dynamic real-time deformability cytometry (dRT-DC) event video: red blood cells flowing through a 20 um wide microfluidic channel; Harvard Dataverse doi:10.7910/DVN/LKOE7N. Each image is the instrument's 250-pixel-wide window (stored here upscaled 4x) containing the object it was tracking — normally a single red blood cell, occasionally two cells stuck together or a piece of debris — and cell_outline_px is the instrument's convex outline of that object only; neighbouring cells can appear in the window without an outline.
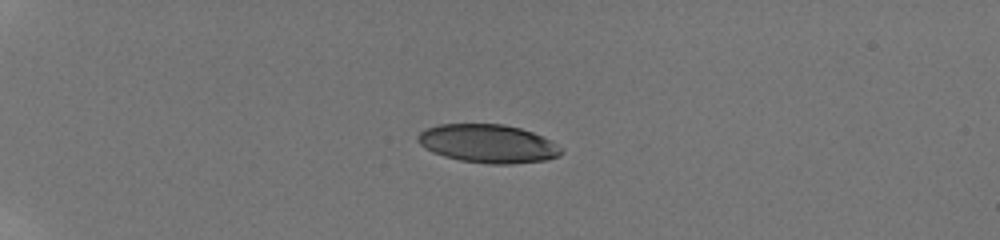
{"species": "human", "species_latin": "Homo sapiens", "temperature_condition": "room temperature", "stored_images_in_passage": 20, "camera_frame_rate_fps": 3000, "um_per_image_px": 0.085, "donor": {"sex": "male"}, "frame": {"image": 1, "passage_image": 1, "time_ms": 0.0, "image_size_px": [1000, 240], "cell_outline_px": [[564, 152], [560, 156], [548, 160], [512, 164], [488, 164], [460, 160], [444, 156], [432, 152], [424, 148], [416, 140], [416, 136], [420, 132], [428, 128], [440, 124], [504, 124], [520, 128], [544, 136], [552, 140], [564, 148]], "centroid_in_image_um": [41.53, 12.21], "position_along_channel_um": 43.5, "area_um2": 32.54}}
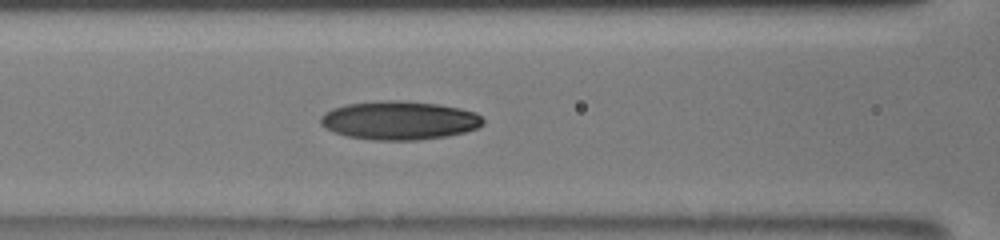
{"frame": {"image": 2, "passage_image": 12, "time_ms": 4.0, "image_size_px": [1000, 240], "cell_outline_px": [[484, 124], [476, 128], [464, 132], [448, 136], [416, 140], [372, 140], [348, 136], [332, 132], [324, 128], [320, 124], [320, 116], [324, 112], [332, 108], [348, 104], [380, 100], [400, 100], [440, 104], [460, 108], [476, 112], [484, 120]], "centroid_in_image_um": [33.92, 10.23], "position_along_channel_um": 132.7, "area_um2": 36.88}}
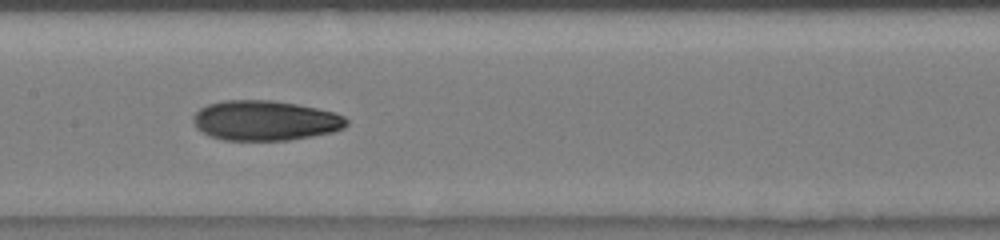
{"frame": {"image": 3, "passage_image": 19, "time_ms": 5.333, "image_size_px": [1000, 240], "cell_outline_px": [[348, 124], [344, 128], [332, 132], [312, 136], [288, 140], [224, 140], [208, 136], [196, 128], [192, 120], [192, 116], [200, 108], [208, 104], [224, 100], [272, 100], [296, 104], [336, 112], [344, 116], [348, 120]], "centroid_in_image_um": [22.52, 10.24], "position_along_channel_um": 184.9, "area_um2": 35.95}}